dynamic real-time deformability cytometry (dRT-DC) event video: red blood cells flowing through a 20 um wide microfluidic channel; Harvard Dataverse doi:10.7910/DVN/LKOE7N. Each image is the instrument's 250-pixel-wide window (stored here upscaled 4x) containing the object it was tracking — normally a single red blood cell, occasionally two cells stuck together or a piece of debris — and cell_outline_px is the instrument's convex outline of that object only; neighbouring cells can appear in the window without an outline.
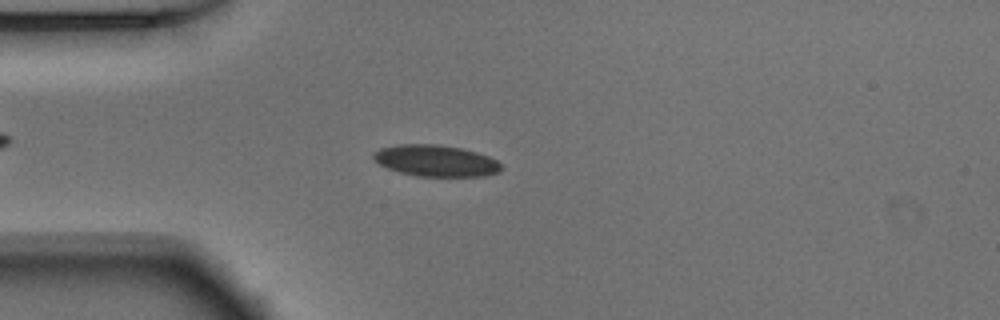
{"species": "Egyptian fruit bat (a non-hibernating species)", "species_latin": "Rousettus aegyptiacus", "temperature_condition": "warm", "stored_images_in_passage": 51, "camera_frame_rate_fps": 3000, "um_per_image_px": 0.085, "animal": {"sex": "male"}, "frame": {"image": 1, "passage_image": 13, "time_ms": 4.0, "image_size_px": [1000, 320], "cell_outline_px": [[500, 172], [484, 176], [416, 176], [400, 172], [388, 168], [380, 164], [372, 156], [372, 152], [380, 148], [400, 144], [440, 144], [460, 148], [476, 152], [488, 156], [496, 160], [500, 164]], "centroid_in_image_um": [37.03, 13.66], "position_along_channel_um": 48.0, "area_um2": 23.29}}
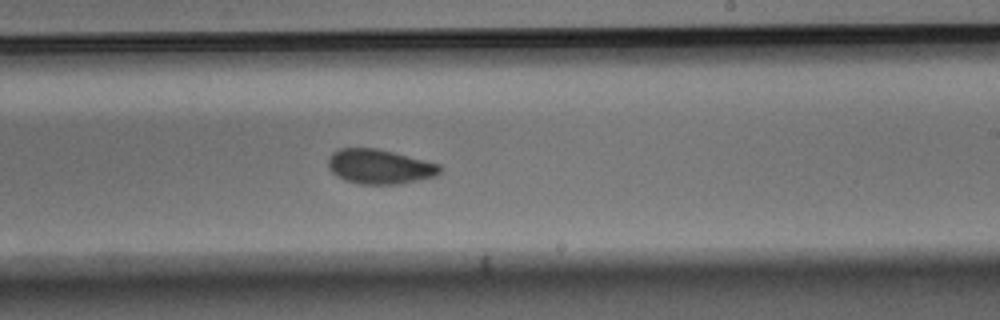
{"frame": {"image": 2, "passage_image": 30, "time_ms": 9.667, "image_size_px": [1000, 320], "cell_outline_px": [[440, 172], [436, 176], [396, 184], [360, 184], [344, 180], [336, 176], [328, 168], [328, 160], [332, 152], [340, 148], [376, 148], [440, 164]], "centroid_in_image_um": [32.22, 14.16], "position_along_channel_um": 256.8, "area_um2": 22.37}}
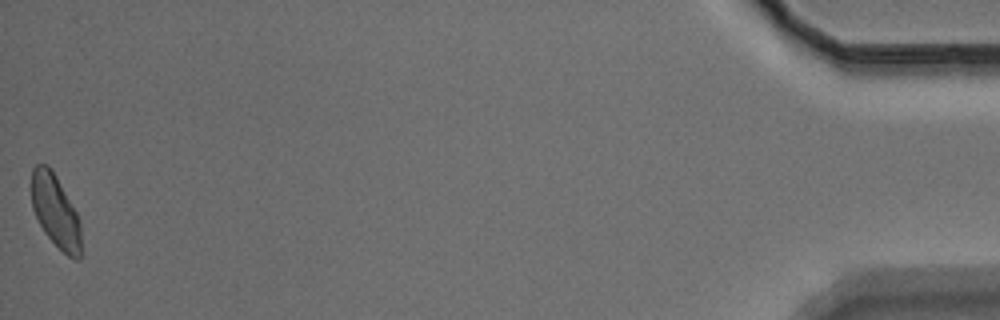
{"frame": {"image": 3, "passage_image": 51, "time_ms": 16.667, "image_size_px": [1000, 320], "cell_outline_px": [[80, 256], [76, 260], [68, 256], [44, 232], [32, 208], [32, 168], [36, 164], [48, 164], [56, 176], [76, 212], [80, 220]], "centroid_in_image_um": [4.71, 17.92], "position_along_channel_um": 430.5, "area_um2": 20.63}, "authors_computed_cell_mechanics": {"area_um2": 22.6576, "velocity_mm_per_s": 3.8877, "shape_relaxation_time_tau1_ms": 2.601, "shape_relaxation_time_tau2_ms": 1.9491, "deformation_change_tau1": 0.102, "deformation_change_tau2": 0.0668}}